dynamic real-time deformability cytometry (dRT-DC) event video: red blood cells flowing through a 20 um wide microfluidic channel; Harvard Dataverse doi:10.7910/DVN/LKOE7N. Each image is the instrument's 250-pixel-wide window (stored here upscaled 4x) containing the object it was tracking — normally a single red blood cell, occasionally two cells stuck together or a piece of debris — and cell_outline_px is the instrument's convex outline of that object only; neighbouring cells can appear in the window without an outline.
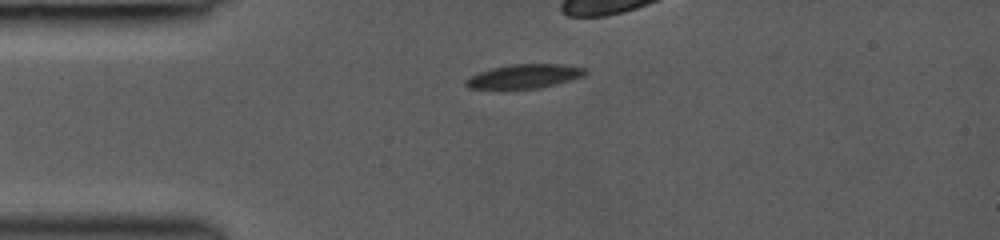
{"species": "common noctule bat (a hibernating species)", "species_latin": "Nyctalus noctula", "temperature_condition": "room temperature", "stored_images_in_passage": 16, "camera_frame_rate_fps": 3000, "um_per_image_px": 0.085, "animal": {"sex": "female", "body_mass_g": 19.0, "forearm_length_mm": 53.3}, "frame": {"image": 1, "passage_image": 1, "time_ms": 0.0, "image_size_px": [1000, 240], "cell_outline_px": [[588, 72], [584, 76], [556, 84], [540, 88], [508, 92], [468, 88], [464, 84], [464, 80], [476, 72], [492, 68], [512, 64], [560, 64], [584, 68]], "centroid_in_image_um": [44.45, 6.54], "position_along_channel_um": 40.6, "area_um2": 17.69}}